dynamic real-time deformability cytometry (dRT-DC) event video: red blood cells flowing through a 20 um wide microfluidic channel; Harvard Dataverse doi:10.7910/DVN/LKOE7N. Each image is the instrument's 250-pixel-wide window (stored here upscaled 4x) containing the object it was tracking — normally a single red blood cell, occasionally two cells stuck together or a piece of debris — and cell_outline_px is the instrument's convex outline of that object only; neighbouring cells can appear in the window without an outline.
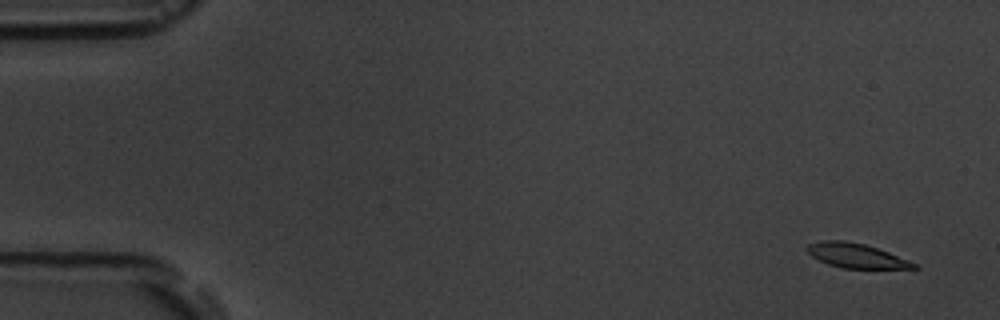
{"species": "common noctule bat (a hibernating species)", "species_latin": "Nyctalus noctula", "temperature_condition": "room temperature", "stored_images_in_passage": 5, "camera_frame_rate_fps": 3000, "um_per_image_px": 0.085, "animal": {"sex": "male", "body_mass_g": 19.5, "forearm_length_mm": 54.6}, "frame": {"image": 1, "passage_image": 1, "time_ms": 0.0, "image_size_px": [1000, 320], "cell_outline_px": [[920, 268], [840, 268], [828, 264], [812, 256], [804, 248], [808, 244], [824, 240], [844, 240], [864, 244], [888, 252], [920, 264]], "centroid_in_image_um": [72.79, 21.73], "position_along_channel_um": 12.2, "area_um2": 15.2}}
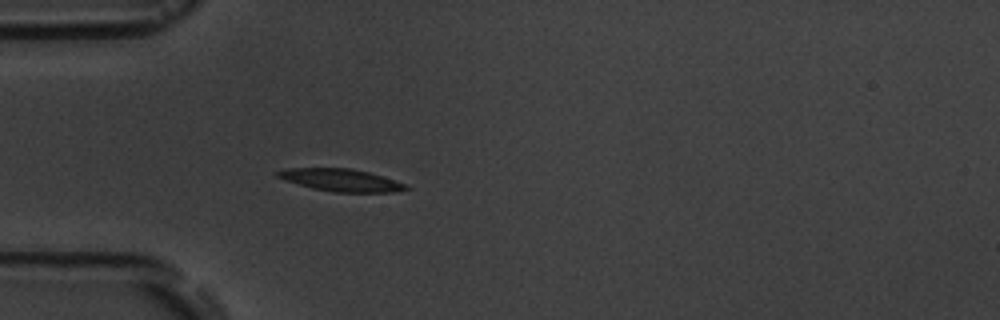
{"frame": {"image": 2, "passage_image": 5, "time_ms": 4.667, "image_size_px": [1000, 320], "cell_outline_px": [[412, 188], [396, 192], [332, 192], [312, 188], [284, 180], [276, 176], [276, 172], [288, 168], [348, 168], [368, 172], [408, 184]], "centroid_in_image_um": [29.02, 15.32], "position_along_channel_um": 56.0, "area_um2": 16.76}}